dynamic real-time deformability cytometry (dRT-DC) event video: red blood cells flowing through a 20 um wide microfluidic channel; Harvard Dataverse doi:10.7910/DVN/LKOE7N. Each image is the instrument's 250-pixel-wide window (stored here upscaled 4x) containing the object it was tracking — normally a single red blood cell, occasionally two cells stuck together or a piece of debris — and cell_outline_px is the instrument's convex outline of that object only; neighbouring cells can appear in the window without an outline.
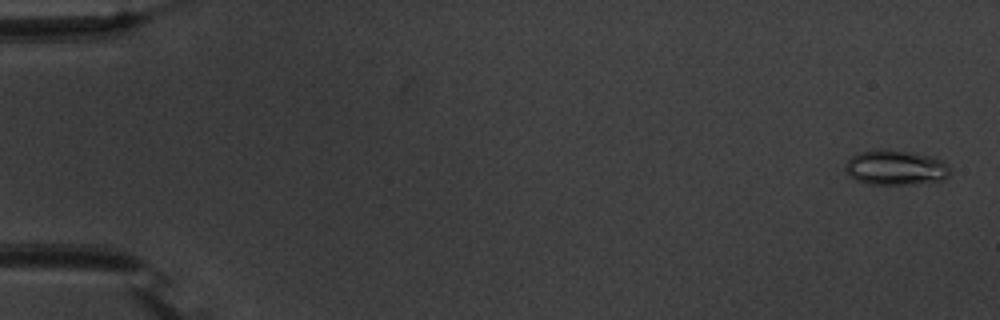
{"species": "common noctule bat (a hibernating species)", "species_latin": "Nyctalus noctula", "temperature_condition": "warm", "stored_images_in_passage": 55, "camera_frame_rate_fps": 3000, "um_per_image_px": 0.085, "animal": {"sex": "male", "body_mass_g": 20.1, "forearm_length_mm": 53.5}, "frame": {"image": 1, "passage_image": 2, "time_ms": 0.333, "image_size_px": [1000, 320], "cell_outline_px": [[948, 176], [944, 180], [916, 184], [868, 184], [856, 180], [848, 176], [844, 168], [848, 160], [852, 156], [860, 152], [884, 148], [912, 152], [936, 156], [948, 168]], "centroid_in_image_um": [76.1, 14.24], "position_along_channel_um": 8.9, "area_um2": 21.5}}
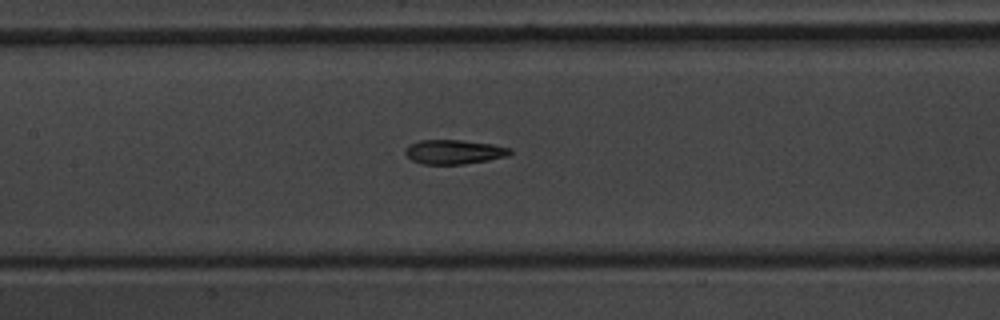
{"frame": {"image": 2, "passage_image": 27, "time_ms": 8.667, "image_size_px": [1000, 320], "cell_outline_px": [[512, 152], [508, 156], [488, 160], [464, 164], [424, 164], [412, 160], [404, 152], [408, 144], [420, 140], [460, 140], [492, 144], [512, 148]], "centroid_in_image_um": [38.6, 12.91], "position_along_channel_um": 168.8, "area_um2": 14.85}}
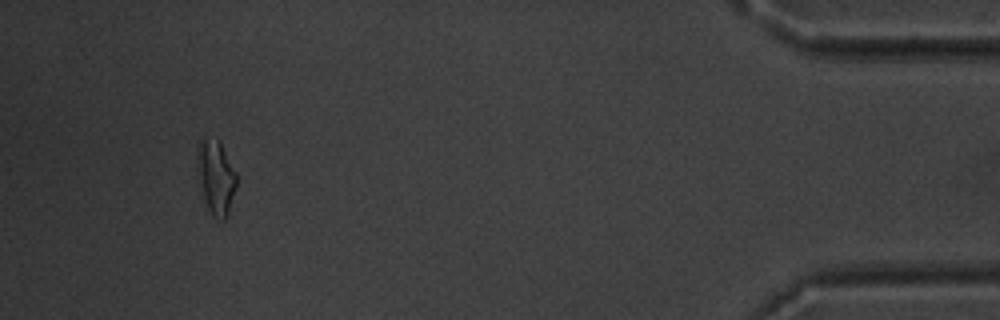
{"frame": {"image": 3, "passage_image": 52, "time_ms": 17.0, "image_size_px": [1000, 320], "cell_outline_px": [[236, 188], [228, 216], [224, 220], [220, 220], [212, 216], [208, 208], [196, 176], [196, 148], [200, 136], [204, 136], [220, 140], [236, 172]], "centroid_in_image_um": [18.32, 15.0], "position_along_channel_um": 416.9, "area_um2": 17.69}, "authors_computed_cell_mechanics": {"area_um2": 15.6638, "velocity_mm_per_s": 3.7305, "shape_relaxation_time_tau1_ms": null, "shape_relaxation_time_tau2_ms": 2.4507, "deformation_change_tau1": null, "deformation_change_tau2": 0.1137}}